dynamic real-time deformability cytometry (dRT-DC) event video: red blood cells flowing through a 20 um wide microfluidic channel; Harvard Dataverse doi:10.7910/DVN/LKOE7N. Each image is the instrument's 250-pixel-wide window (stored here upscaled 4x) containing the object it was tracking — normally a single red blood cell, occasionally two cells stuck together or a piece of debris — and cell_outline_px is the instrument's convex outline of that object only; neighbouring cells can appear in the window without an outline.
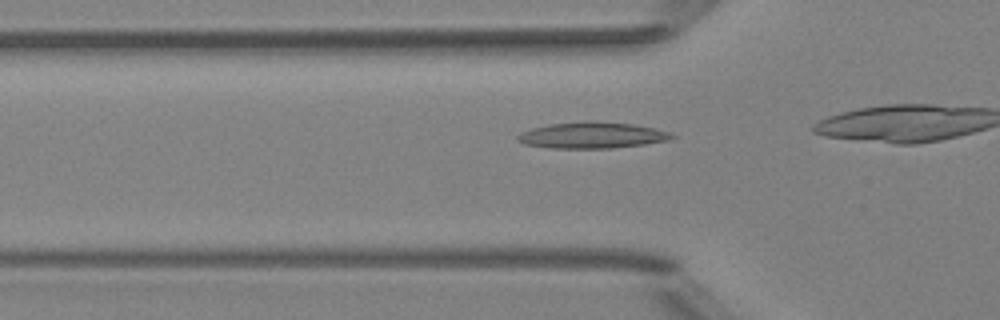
{"species": "Egyptian fruit bat (a non-hibernating species)", "species_latin": "Rousettus aegyptiacus", "temperature_condition": "room temperature", "stored_images_in_passage": 7, "camera_frame_rate_fps": 3000, "um_per_image_px": 0.085, "animal": {"sex": "female"}, "frame": {"image": 1, "passage_image": 2, "time_ms": 0.333, "image_size_px": [1000, 320], "cell_outline_px": [[676, 136], [668, 140], [644, 144], [612, 148], [548, 148], [524, 144], [516, 140], [516, 136], [520, 132], [532, 128], [548, 124], [584, 120], [596, 120], [632, 124], [652, 128], [668, 132]], "centroid_in_image_um": [50.25, 11.48], "position_along_channel_um": 75.6, "area_um2": 23.76}}
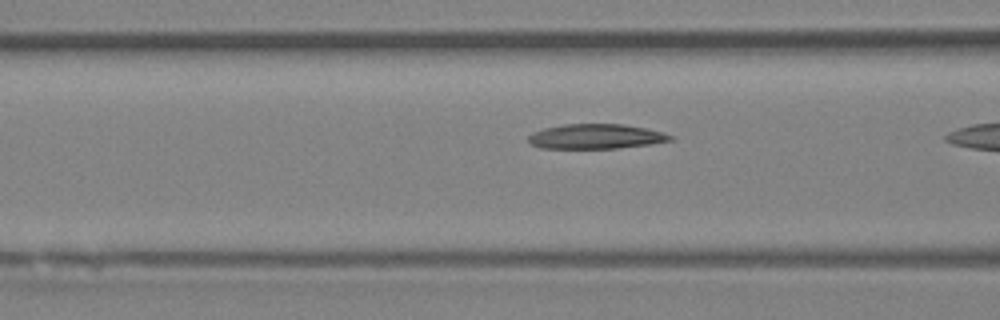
{"frame": {"image": 2, "passage_image": 5, "time_ms": 1.333, "image_size_px": [1000, 320], "cell_outline_px": [[676, 136], [672, 140], [648, 144], [616, 148], [540, 148], [532, 144], [528, 140], [528, 136], [532, 132], [544, 128], [564, 124], [624, 124], [664, 132]], "centroid_in_image_um": [50.65, 11.59], "position_along_channel_um": 115.9, "area_um2": 20.46}}